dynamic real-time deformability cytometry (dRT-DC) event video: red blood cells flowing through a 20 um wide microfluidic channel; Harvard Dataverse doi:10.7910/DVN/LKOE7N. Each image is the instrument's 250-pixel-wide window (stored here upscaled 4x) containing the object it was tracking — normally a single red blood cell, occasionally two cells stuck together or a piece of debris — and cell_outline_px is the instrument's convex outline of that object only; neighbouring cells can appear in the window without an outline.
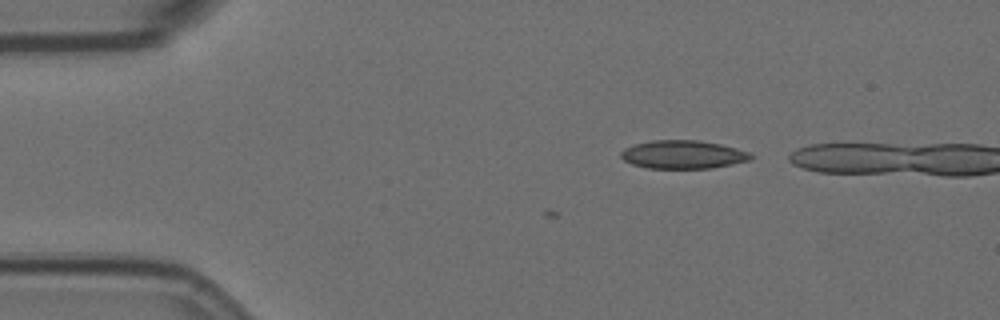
{"species": "Egyptian fruit bat (a non-hibernating species)", "species_latin": "Rousettus aegyptiacus", "temperature_condition": "room temperature", "stored_images_in_passage": 2, "camera_frame_rate_fps": 3000, "um_per_image_px": 0.085, "animal": {"sex": "female"}, "frame": {"image": 1, "passage_image": 2, "time_ms": 0.333, "image_size_px": [1000, 320], "cell_outline_px": [[752, 156], [748, 160], [732, 164], [708, 168], [648, 168], [632, 164], [624, 160], [620, 156], [620, 152], [624, 148], [632, 144], [652, 140], [700, 140], [720, 144], [736, 148], [748, 152]], "centroid_in_image_um": [57.99, 13.12], "position_along_channel_um": 27.0, "area_um2": 21.33}}